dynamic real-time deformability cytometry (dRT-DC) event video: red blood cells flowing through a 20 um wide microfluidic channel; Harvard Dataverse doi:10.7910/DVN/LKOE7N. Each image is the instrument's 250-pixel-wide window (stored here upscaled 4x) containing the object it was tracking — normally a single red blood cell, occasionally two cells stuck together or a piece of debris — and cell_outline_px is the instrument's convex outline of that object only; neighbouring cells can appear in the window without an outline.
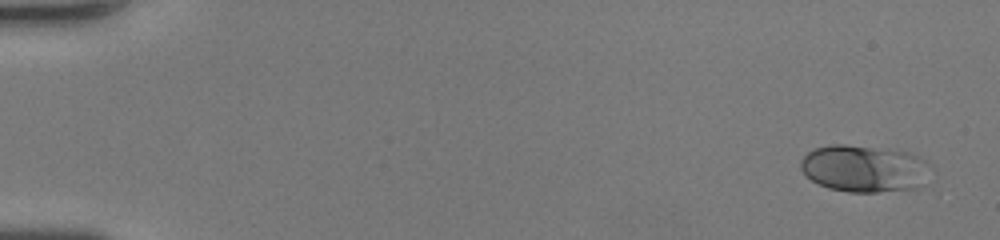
{"species": "human", "species_latin": "Homo sapiens", "temperature_condition": "room temperature", "stored_images_in_passage": 47, "camera_frame_rate_fps": 3000, "um_per_image_px": 0.085, "donor": {"sex": "female"}, "frame": {"image": 1, "passage_image": 1, "time_ms": 0.0, "image_size_px": [1000, 240], "cell_outline_px": [[924, 184], [920, 188], [876, 192], [848, 192], [828, 188], [812, 180], [800, 168], [800, 160], [808, 152], [816, 148], [828, 144], [844, 144], [888, 148], [908, 152], [924, 160]], "centroid_in_image_um": [73.39, 14.32], "position_along_channel_um": 11.6, "area_um2": 35.32}}
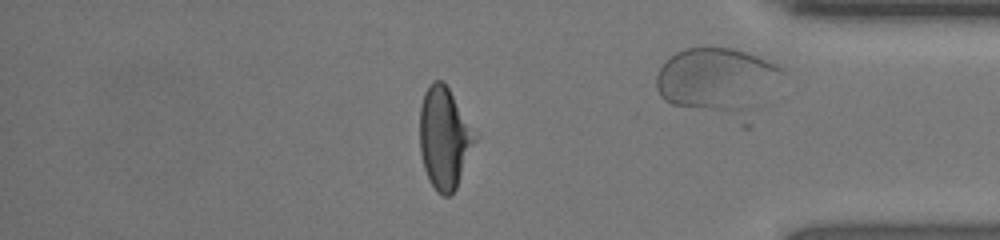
{"frame": {"image": 2, "passage_image": 40, "time_ms": 13.0, "image_size_px": [1000, 240], "cell_outline_px": [[476, 140], [456, 188], [448, 196], [444, 196], [436, 192], [428, 180], [424, 168], [420, 152], [420, 104], [424, 92], [428, 84], [432, 80], [440, 80], [448, 88]], "centroid_in_image_um": [37.69, 11.76], "position_along_channel_um": 397.5, "area_um2": 31.79}}
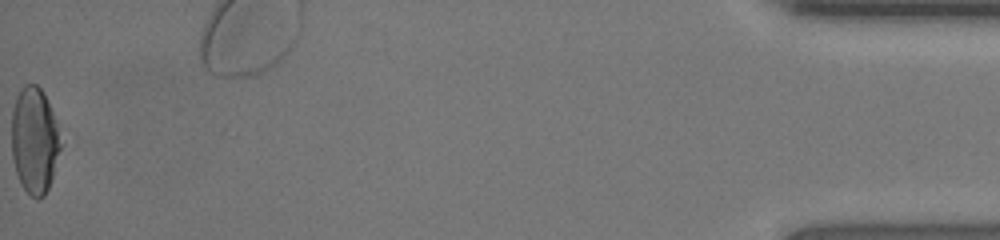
{"frame": {"image": 3, "passage_image": 47, "time_ms": 15.333, "image_size_px": [1000, 240], "cell_outline_px": [[60, 148], [52, 176], [48, 188], [44, 196], [36, 200], [20, 184], [16, 172], [12, 156], [12, 108], [16, 96], [20, 88], [24, 84], [36, 84], [44, 92], [56, 120], [60, 144]], "centroid_in_image_um": [2.9, 11.9], "position_along_channel_um": 432.3, "area_um2": 30.23}, "authors_computed_cell_mechanics": {"area_um2": 33.1194, "velocity_mm_per_s": 4.4211, "shape_relaxation_time_tau1_ms": 5.168, "shape_relaxation_time_tau2_ms": null, "deformation_change_tau1": 0.2299, "deformation_change_tau2": null}}